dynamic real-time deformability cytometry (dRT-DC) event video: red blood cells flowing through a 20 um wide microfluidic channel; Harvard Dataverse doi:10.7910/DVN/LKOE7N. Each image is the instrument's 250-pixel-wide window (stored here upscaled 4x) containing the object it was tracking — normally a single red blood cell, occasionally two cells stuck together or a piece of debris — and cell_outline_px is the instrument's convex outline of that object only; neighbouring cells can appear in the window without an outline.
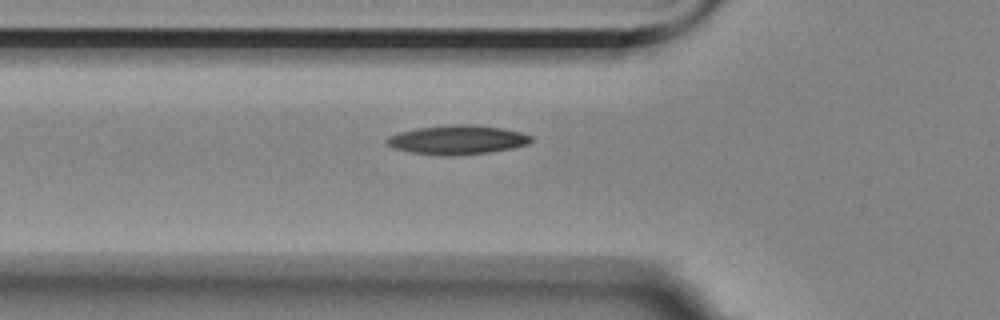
{"species": "Egyptian fruit bat (a non-hibernating species)", "species_latin": "Rousettus aegyptiacus", "temperature_condition": "room temperature", "stored_images_in_passage": 4, "segment_of_instrument_passage": [2, 2], "camera_frame_rate_fps": 3000, "um_per_image_px": 0.085, "animal": {"sex": "female"}, "frame": {"image": 1, "passage_image": 4, "time_ms": 4.0, "image_size_px": [1000, 320], "cell_outline_px": [[532, 140], [528, 144], [512, 148], [488, 152], [456, 156], [440, 156], [408, 152], [392, 148], [384, 144], [384, 140], [388, 136], [400, 132], [416, 128], [448, 124], [472, 124], [500, 128], [520, 132], [532, 136]], "centroid_in_image_um": [38.79, 11.89], "position_along_channel_um": 87.0, "area_um2": 24.85}}